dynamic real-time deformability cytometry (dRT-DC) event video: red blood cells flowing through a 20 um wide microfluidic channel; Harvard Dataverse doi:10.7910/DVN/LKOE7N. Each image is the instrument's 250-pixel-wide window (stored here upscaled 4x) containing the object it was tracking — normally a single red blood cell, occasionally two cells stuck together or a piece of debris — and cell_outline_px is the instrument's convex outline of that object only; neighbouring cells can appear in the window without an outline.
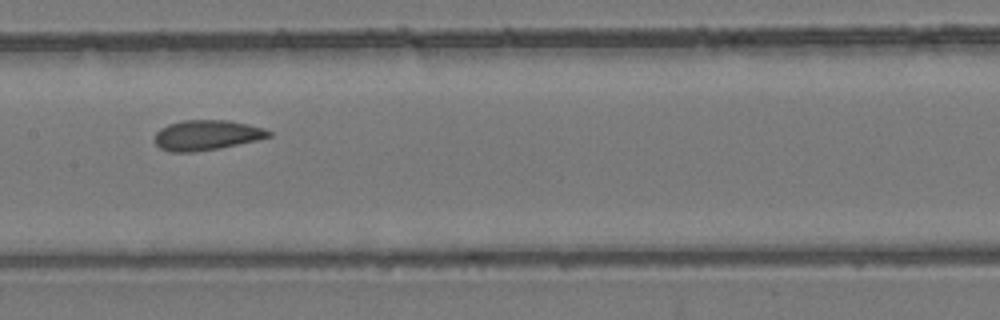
{"species": "common noctule bat (a hibernating species)", "species_latin": "Nyctalus noctula", "temperature_condition": "room temperature", "stored_images_in_passage": 9, "camera_frame_rate_fps": 3000, "um_per_image_px": 0.085, "animal": {"sex": "female", "body_mass_g": 24.6, "forearm_length_mm": 56.2}, "frame": {"image": 1, "passage_image": 7, "time_ms": 7.0, "image_size_px": [1000, 320], "cell_outline_px": [[272, 136], [256, 140], [220, 148], [196, 152], [172, 152], [160, 148], [156, 144], [156, 132], [160, 128], [168, 124], [180, 120], [228, 120], [248, 124], [264, 128], [272, 132]], "centroid_in_image_um": [17.57, 11.48], "position_along_channel_um": 189.8, "area_um2": 20.06}}
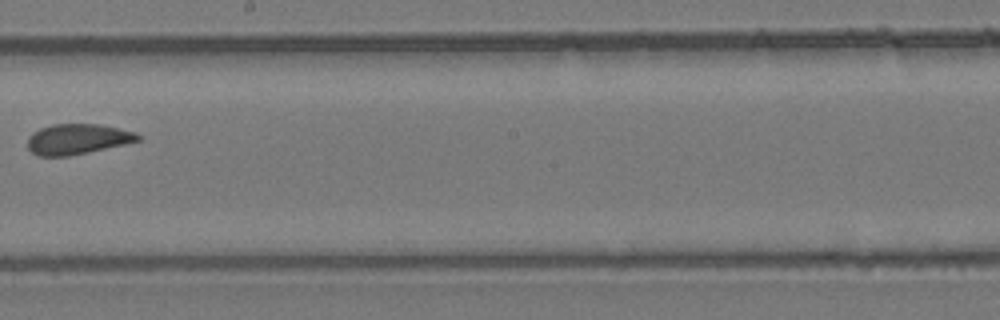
{"frame": {"image": 2, "passage_image": 8, "time_ms": 8.333, "image_size_px": [1000, 320], "cell_outline_px": [[140, 140], [124, 144], [88, 152], [68, 156], [36, 156], [28, 148], [28, 136], [32, 132], [40, 128], [52, 124], [100, 124], [136, 132], [140, 136]], "centroid_in_image_um": [6.55, 11.82], "position_along_channel_um": 241.6, "area_um2": 19.54}}
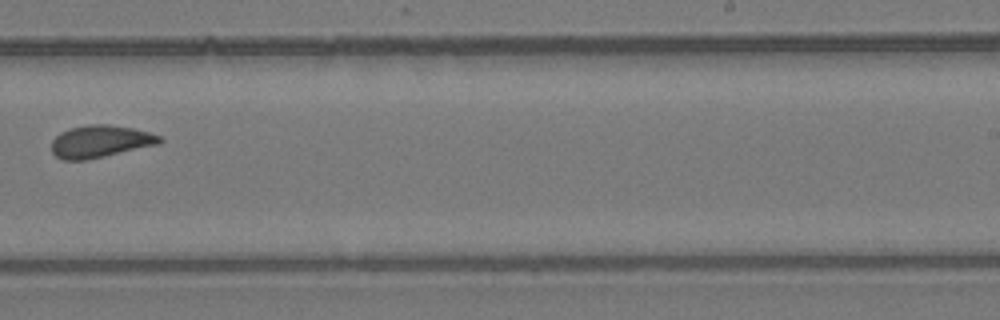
{"frame": {"image": 3, "passage_image": 9, "time_ms": 9.333, "image_size_px": [1000, 320], "cell_outline_px": [[164, 140], [160, 144], [88, 160], [64, 160], [56, 156], [52, 152], [52, 140], [60, 132], [72, 128], [88, 124], [108, 124], [132, 128], [148, 132], [160, 136]], "centroid_in_image_um": [8.54, 12.03], "position_along_channel_um": 280.5, "area_um2": 20.4}}